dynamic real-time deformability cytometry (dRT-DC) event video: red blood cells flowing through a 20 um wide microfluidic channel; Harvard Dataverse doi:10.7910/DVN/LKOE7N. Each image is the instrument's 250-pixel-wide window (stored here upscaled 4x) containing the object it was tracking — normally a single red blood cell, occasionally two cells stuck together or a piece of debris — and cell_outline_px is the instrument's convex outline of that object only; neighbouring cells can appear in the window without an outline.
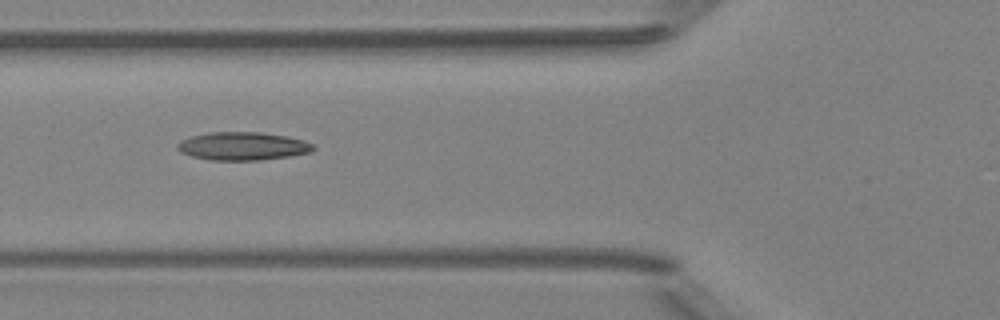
{"species": "Egyptian fruit bat (a non-hibernating species)", "species_latin": "Rousettus aegyptiacus", "temperature_condition": "room temperature", "stored_images_in_passage": 9, "camera_frame_rate_fps": 3000, "um_per_image_px": 0.085, "animal": {"sex": "female"}, "frame": {"image": 1, "passage_image": 6, "time_ms": 1.667, "image_size_px": [1000, 320], "cell_outline_px": [[316, 148], [312, 152], [288, 156], [260, 160], [208, 160], [192, 156], [180, 152], [176, 148], [176, 144], [180, 140], [192, 136], [208, 132], [260, 132], [288, 136], [304, 140], [312, 144]], "centroid_in_image_um": [20.62, 12.42], "position_along_channel_um": 105.2, "area_um2": 22.43}}
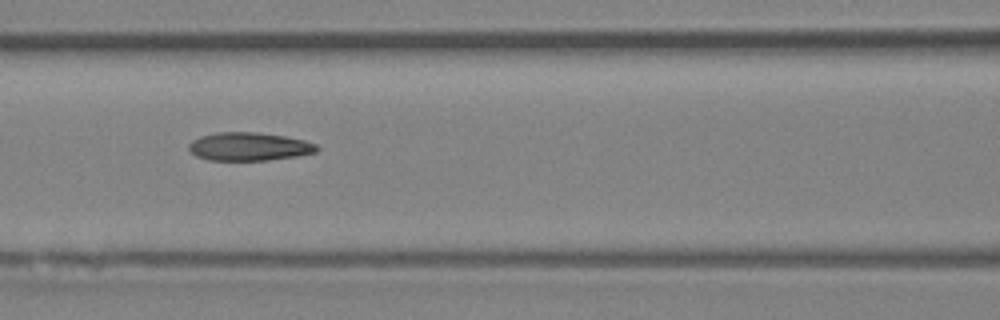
{"frame": {"image": 2, "passage_image": 7, "time_ms": 2.0, "image_size_px": [1000, 320], "cell_outline_px": [[320, 148], [316, 152], [296, 156], [268, 160], [208, 160], [196, 156], [188, 148], [188, 144], [192, 140], [200, 136], [216, 132], [256, 132], [284, 136], [304, 140], [316, 144]], "centroid_in_image_um": [21.15, 12.45], "position_along_channel_um": 145.4, "area_um2": 21.1}}
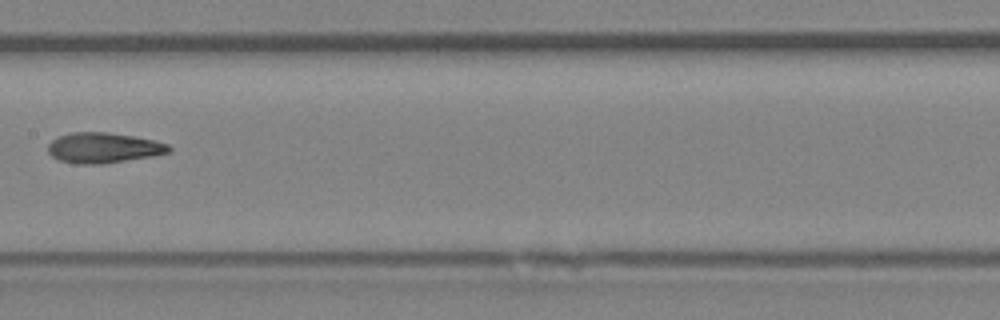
{"frame": {"image": 3, "passage_image": 8, "time_ms": 2.333, "image_size_px": [1000, 320], "cell_outline_px": [[172, 148], [168, 152], [152, 156], [100, 164], [76, 164], [60, 160], [52, 156], [48, 152], [48, 144], [52, 140], [60, 136], [72, 132], [108, 132], [132, 136], [152, 140], [168, 144]], "centroid_in_image_um": [8.77, 12.56], "position_along_channel_um": 198.6, "area_um2": 21.15}}